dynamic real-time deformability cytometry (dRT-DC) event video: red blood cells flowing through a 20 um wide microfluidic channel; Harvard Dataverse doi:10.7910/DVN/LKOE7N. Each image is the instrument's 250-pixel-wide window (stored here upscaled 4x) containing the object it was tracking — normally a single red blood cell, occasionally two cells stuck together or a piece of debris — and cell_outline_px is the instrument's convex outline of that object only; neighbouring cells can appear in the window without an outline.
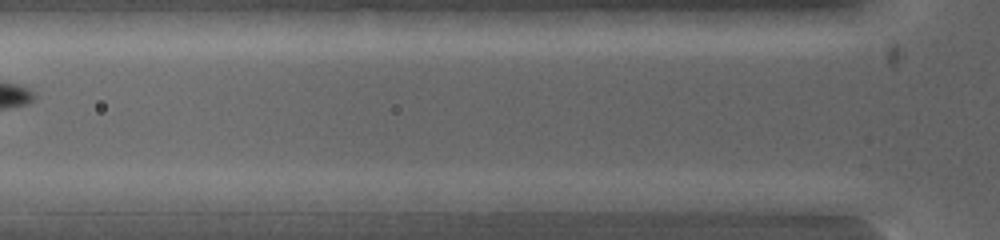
{"species": "common noctule bat (a hibernating species)", "species_latin": "Nyctalus noctula", "temperature_condition": "warm", "stored_images_in_passage": 5, "camera_frame_rate_fps": 5000, "um_per_image_px": 0.085, "animal": {"sex": "female", "body_mass_g": 19.0, "forearm_length_mm": 53.3}, "frame": {"image": 1, "passage_image": 5, "time_ms": 1.8, "image_size_px": [1000, 240], "cell_outline_px": [[584, 200], [576, 212], [548, 216], [496, 212], [496, 200], [508, 192], [560, 192]], "centroid_in_image_um": [45.73, 17.3], "position_along_channel_um": 80.1, "area_um2": 12.48}}